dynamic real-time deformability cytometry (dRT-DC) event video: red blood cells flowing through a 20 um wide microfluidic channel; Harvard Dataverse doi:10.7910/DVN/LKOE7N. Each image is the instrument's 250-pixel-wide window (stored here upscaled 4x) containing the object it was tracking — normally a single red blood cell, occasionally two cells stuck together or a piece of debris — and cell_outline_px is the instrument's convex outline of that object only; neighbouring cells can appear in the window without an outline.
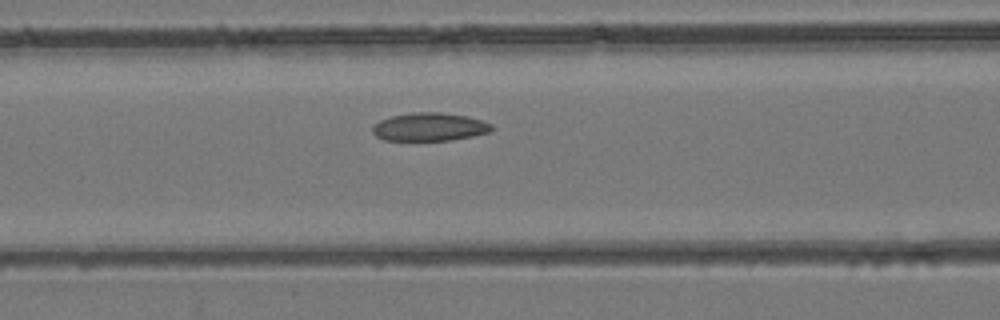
{"species": "common noctule bat (a hibernating species)", "species_latin": "Nyctalus noctula", "temperature_condition": "room temperature", "stored_images_in_passage": 41, "camera_frame_rate_fps": 3000, "um_per_image_px": 0.085, "animal": {"sex": "female", "body_mass_g": 24.6, "forearm_length_mm": 56.2}, "frame": {"image": 1, "passage_image": 15, "time_ms": 4.667, "image_size_px": [1000, 320], "cell_outline_px": [[492, 128], [488, 132], [472, 136], [452, 140], [384, 140], [376, 136], [372, 132], [372, 124], [380, 120], [392, 116], [412, 112], [440, 112], [468, 116], [492, 124]], "centroid_in_image_um": [36.47, 10.78], "position_along_channel_um": 130.1, "area_um2": 19.54}}
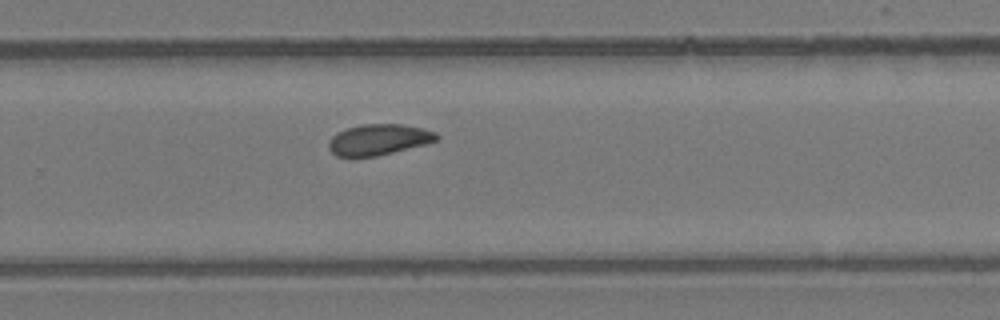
{"frame": {"image": 2, "passage_image": 26, "time_ms": 8.333, "image_size_px": [1000, 320], "cell_outline_px": [[440, 136], [436, 140], [424, 144], [376, 156], [336, 156], [328, 148], [328, 140], [336, 132], [348, 128], [364, 124], [400, 124], [424, 128], [436, 132]], "centroid_in_image_um": [32.17, 11.85], "position_along_channel_um": 297.6, "area_um2": 19.25}}
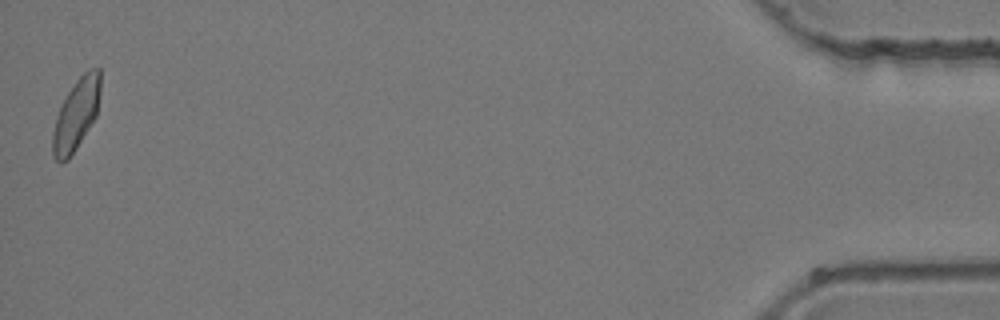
{"frame": {"image": 3, "passage_image": 41, "time_ms": 13.333, "image_size_px": [1000, 320], "cell_outline_px": [[100, 92], [96, 116], [76, 148], [68, 160], [60, 164], [52, 156], [52, 132], [56, 116], [68, 92], [76, 80], [88, 68], [100, 68]], "centroid_in_image_um": [6.46, 9.75], "position_along_channel_um": 428.7, "area_um2": 19.71}}